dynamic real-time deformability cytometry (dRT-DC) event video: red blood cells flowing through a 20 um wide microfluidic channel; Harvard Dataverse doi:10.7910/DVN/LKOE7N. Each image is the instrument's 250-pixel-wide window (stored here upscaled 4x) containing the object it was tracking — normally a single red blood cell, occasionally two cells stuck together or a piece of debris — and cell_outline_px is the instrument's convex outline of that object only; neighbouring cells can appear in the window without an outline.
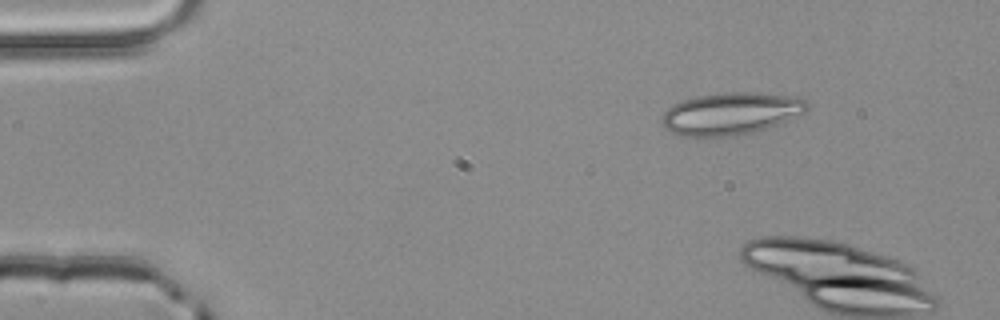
{"species": "common noctule bat (a hibernating species)", "species_latin": "Nyctalus noctula", "temperature_condition": "room temperature", "stored_images_in_passage": 2, "camera_frame_rate_fps": 3000, "um_per_image_px": 0.085, "animal": {"sex": "male", "body_mass_g": 20.4}, "frame": {"image": 1, "passage_image": 1, "time_ms": 0.0, "image_size_px": [1000, 320], "cell_outline_px": [[808, 108], [804, 112], [776, 124], [752, 132], [736, 136], [676, 136], [668, 132], [664, 128], [660, 120], [660, 116], [672, 104], [680, 100], [696, 96], [724, 92], [756, 92], [796, 96], [804, 100], [808, 104]], "centroid_in_image_um": [62.03, 9.65], "position_along_channel_um": 23.0, "area_um2": 35.95}}